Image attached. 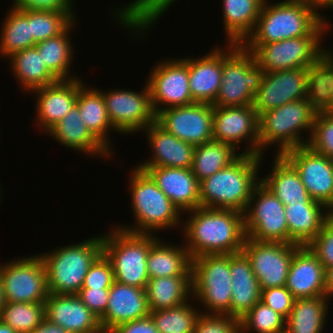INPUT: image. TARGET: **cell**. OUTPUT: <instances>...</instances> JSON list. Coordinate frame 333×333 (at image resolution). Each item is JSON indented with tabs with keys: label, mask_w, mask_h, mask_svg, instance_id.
Instances as JSON below:
<instances>
[{
	"label": "cell",
	"mask_w": 333,
	"mask_h": 333,
	"mask_svg": "<svg viewBox=\"0 0 333 333\" xmlns=\"http://www.w3.org/2000/svg\"><path fill=\"white\" fill-rule=\"evenodd\" d=\"M186 214L189 216L182 221L181 232L191 259L242 251L246 239L242 212L198 207Z\"/></svg>",
	"instance_id": "1"
},
{
	"label": "cell",
	"mask_w": 333,
	"mask_h": 333,
	"mask_svg": "<svg viewBox=\"0 0 333 333\" xmlns=\"http://www.w3.org/2000/svg\"><path fill=\"white\" fill-rule=\"evenodd\" d=\"M265 0L256 26L242 45H264L302 36H323L330 24L310 0ZM328 29V30H327Z\"/></svg>",
	"instance_id": "2"
},
{
	"label": "cell",
	"mask_w": 333,
	"mask_h": 333,
	"mask_svg": "<svg viewBox=\"0 0 333 333\" xmlns=\"http://www.w3.org/2000/svg\"><path fill=\"white\" fill-rule=\"evenodd\" d=\"M262 158L241 154L229 166L199 182L200 207L244 213L253 189L260 182Z\"/></svg>",
	"instance_id": "3"
},
{
	"label": "cell",
	"mask_w": 333,
	"mask_h": 333,
	"mask_svg": "<svg viewBox=\"0 0 333 333\" xmlns=\"http://www.w3.org/2000/svg\"><path fill=\"white\" fill-rule=\"evenodd\" d=\"M318 109V98H303L260 114L258 120L259 156H263L265 149H268L271 144L277 145L274 147L278 148L275 151L276 155H282L288 150L307 145ZM302 131L309 133L307 140L301 135Z\"/></svg>",
	"instance_id": "4"
},
{
	"label": "cell",
	"mask_w": 333,
	"mask_h": 333,
	"mask_svg": "<svg viewBox=\"0 0 333 333\" xmlns=\"http://www.w3.org/2000/svg\"><path fill=\"white\" fill-rule=\"evenodd\" d=\"M130 176V200L136 222L133 226L116 227L132 233L154 234L182 224L183 214L145 171L135 166Z\"/></svg>",
	"instance_id": "5"
},
{
	"label": "cell",
	"mask_w": 333,
	"mask_h": 333,
	"mask_svg": "<svg viewBox=\"0 0 333 333\" xmlns=\"http://www.w3.org/2000/svg\"><path fill=\"white\" fill-rule=\"evenodd\" d=\"M103 252V235L77 244L57 247L39 254L47 272V287L51 294H77L87 271Z\"/></svg>",
	"instance_id": "6"
},
{
	"label": "cell",
	"mask_w": 333,
	"mask_h": 333,
	"mask_svg": "<svg viewBox=\"0 0 333 333\" xmlns=\"http://www.w3.org/2000/svg\"><path fill=\"white\" fill-rule=\"evenodd\" d=\"M111 230L103 234V253L111 262L115 280L145 289L149 280V250L160 237L156 234L132 233L115 226Z\"/></svg>",
	"instance_id": "7"
},
{
	"label": "cell",
	"mask_w": 333,
	"mask_h": 333,
	"mask_svg": "<svg viewBox=\"0 0 333 333\" xmlns=\"http://www.w3.org/2000/svg\"><path fill=\"white\" fill-rule=\"evenodd\" d=\"M192 301L205 307V314L230 315V254L203 255L192 259Z\"/></svg>",
	"instance_id": "8"
},
{
	"label": "cell",
	"mask_w": 333,
	"mask_h": 333,
	"mask_svg": "<svg viewBox=\"0 0 333 333\" xmlns=\"http://www.w3.org/2000/svg\"><path fill=\"white\" fill-rule=\"evenodd\" d=\"M265 71L255 62L253 54L238 44L222 60V81L212 104L219 107L253 105Z\"/></svg>",
	"instance_id": "9"
},
{
	"label": "cell",
	"mask_w": 333,
	"mask_h": 333,
	"mask_svg": "<svg viewBox=\"0 0 333 333\" xmlns=\"http://www.w3.org/2000/svg\"><path fill=\"white\" fill-rule=\"evenodd\" d=\"M323 36H302L264 45H243L253 54L265 72L287 69H319L323 53ZM324 47V48H322Z\"/></svg>",
	"instance_id": "10"
},
{
	"label": "cell",
	"mask_w": 333,
	"mask_h": 333,
	"mask_svg": "<svg viewBox=\"0 0 333 333\" xmlns=\"http://www.w3.org/2000/svg\"><path fill=\"white\" fill-rule=\"evenodd\" d=\"M317 70L294 68L265 72L253 101L258 116L289 102L318 98Z\"/></svg>",
	"instance_id": "11"
},
{
	"label": "cell",
	"mask_w": 333,
	"mask_h": 333,
	"mask_svg": "<svg viewBox=\"0 0 333 333\" xmlns=\"http://www.w3.org/2000/svg\"><path fill=\"white\" fill-rule=\"evenodd\" d=\"M243 214L247 238L288 243L285 205L261 182L253 189Z\"/></svg>",
	"instance_id": "12"
},
{
	"label": "cell",
	"mask_w": 333,
	"mask_h": 333,
	"mask_svg": "<svg viewBox=\"0 0 333 333\" xmlns=\"http://www.w3.org/2000/svg\"><path fill=\"white\" fill-rule=\"evenodd\" d=\"M6 302L44 303L49 295L47 272L40 255L0 263Z\"/></svg>",
	"instance_id": "13"
},
{
	"label": "cell",
	"mask_w": 333,
	"mask_h": 333,
	"mask_svg": "<svg viewBox=\"0 0 333 333\" xmlns=\"http://www.w3.org/2000/svg\"><path fill=\"white\" fill-rule=\"evenodd\" d=\"M100 91L105 101L108 118L118 134L143 132L156 121L147 83L139 93L129 89Z\"/></svg>",
	"instance_id": "14"
},
{
	"label": "cell",
	"mask_w": 333,
	"mask_h": 333,
	"mask_svg": "<svg viewBox=\"0 0 333 333\" xmlns=\"http://www.w3.org/2000/svg\"><path fill=\"white\" fill-rule=\"evenodd\" d=\"M152 68L146 82L155 115L170 107L195 103L189 90L188 57L168 58Z\"/></svg>",
	"instance_id": "15"
},
{
	"label": "cell",
	"mask_w": 333,
	"mask_h": 333,
	"mask_svg": "<svg viewBox=\"0 0 333 333\" xmlns=\"http://www.w3.org/2000/svg\"><path fill=\"white\" fill-rule=\"evenodd\" d=\"M297 244L245 239L242 251L249 258L261 289L286 285Z\"/></svg>",
	"instance_id": "16"
},
{
	"label": "cell",
	"mask_w": 333,
	"mask_h": 333,
	"mask_svg": "<svg viewBox=\"0 0 333 333\" xmlns=\"http://www.w3.org/2000/svg\"><path fill=\"white\" fill-rule=\"evenodd\" d=\"M258 120L253 105L213 106V140L230 144L236 150L241 142L249 141L241 154L259 156Z\"/></svg>",
	"instance_id": "17"
},
{
	"label": "cell",
	"mask_w": 333,
	"mask_h": 333,
	"mask_svg": "<svg viewBox=\"0 0 333 333\" xmlns=\"http://www.w3.org/2000/svg\"><path fill=\"white\" fill-rule=\"evenodd\" d=\"M282 156L295 168L312 200L333 213V159L308 145L288 150Z\"/></svg>",
	"instance_id": "18"
},
{
	"label": "cell",
	"mask_w": 333,
	"mask_h": 333,
	"mask_svg": "<svg viewBox=\"0 0 333 333\" xmlns=\"http://www.w3.org/2000/svg\"><path fill=\"white\" fill-rule=\"evenodd\" d=\"M156 122L167 132L194 146L213 140V105L193 103L170 107L156 115Z\"/></svg>",
	"instance_id": "19"
},
{
	"label": "cell",
	"mask_w": 333,
	"mask_h": 333,
	"mask_svg": "<svg viewBox=\"0 0 333 333\" xmlns=\"http://www.w3.org/2000/svg\"><path fill=\"white\" fill-rule=\"evenodd\" d=\"M225 45L227 48L215 47L201 57H188L189 90L194 102L214 103L222 81V60L238 44Z\"/></svg>",
	"instance_id": "20"
},
{
	"label": "cell",
	"mask_w": 333,
	"mask_h": 333,
	"mask_svg": "<svg viewBox=\"0 0 333 333\" xmlns=\"http://www.w3.org/2000/svg\"><path fill=\"white\" fill-rule=\"evenodd\" d=\"M45 318L70 333H103L99 318L76 294H51L44 302Z\"/></svg>",
	"instance_id": "21"
},
{
	"label": "cell",
	"mask_w": 333,
	"mask_h": 333,
	"mask_svg": "<svg viewBox=\"0 0 333 333\" xmlns=\"http://www.w3.org/2000/svg\"><path fill=\"white\" fill-rule=\"evenodd\" d=\"M149 314L146 290L115 280L109 288L106 311L99 322L103 333H109L122 323L141 319Z\"/></svg>",
	"instance_id": "22"
},
{
	"label": "cell",
	"mask_w": 333,
	"mask_h": 333,
	"mask_svg": "<svg viewBox=\"0 0 333 333\" xmlns=\"http://www.w3.org/2000/svg\"><path fill=\"white\" fill-rule=\"evenodd\" d=\"M145 171L181 213L200 207L199 181L190 168L149 167Z\"/></svg>",
	"instance_id": "23"
},
{
	"label": "cell",
	"mask_w": 333,
	"mask_h": 333,
	"mask_svg": "<svg viewBox=\"0 0 333 333\" xmlns=\"http://www.w3.org/2000/svg\"><path fill=\"white\" fill-rule=\"evenodd\" d=\"M285 287L295 299L326 296L325 269L308 246L294 251Z\"/></svg>",
	"instance_id": "24"
},
{
	"label": "cell",
	"mask_w": 333,
	"mask_h": 333,
	"mask_svg": "<svg viewBox=\"0 0 333 333\" xmlns=\"http://www.w3.org/2000/svg\"><path fill=\"white\" fill-rule=\"evenodd\" d=\"M152 155L144 162L137 164L138 168L169 167L191 168L195 146L180 140L167 132L156 121L145 130Z\"/></svg>",
	"instance_id": "25"
},
{
	"label": "cell",
	"mask_w": 333,
	"mask_h": 333,
	"mask_svg": "<svg viewBox=\"0 0 333 333\" xmlns=\"http://www.w3.org/2000/svg\"><path fill=\"white\" fill-rule=\"evenodd\" d=\"M36 93L38 126L45 133L58 123L76 105L78 78L58 80L53 84L32 90Z\"/></svg>",
	"instance_id": "26"
},
{
	"label": "cell",
	"mask_w": 333,
	"mask_h": 333,
	"mask_svg": "<svg viewBox=\"0 0 333 333\" xmlns=\"http://www.w3.org/2000/svg\"><path fill=\"white\" fill-rule=\"evenodd\" d=\"M57 143L67 148L77 150L89 157L97 156L110 159L114 154L110 152L86 127L82 121L77 104L52 128L46 132Z\"/></svg>",
	"instance_id": "27"
},
{
	"label": "cell",
	"mask_w": 333,
	"mask_h": 333,
	"mask_svg": "<svg viewBox=\"0 0 333 333\" xmlns=\"http://www.w3.org/2000/svg\"><path fill=\"white\" fill-rule=\"evenodd\" d=\"M231 304L230 316L241 319L260 301L261 288L247 255L241 251L230 254Z\"/></svg>",
	"instance_id": "28"
},
{
	"label": "cell",
	"mask_w": 333,
	"mask_h": 333,
	"mask_svg": "<svg viewBox=\"0 0 333 333\" xmlns=\"http://www.w3.org/2000/svg\"><path fill=\"white\" fill-rule=\"evenodd\" d=\"M333 213L321 203H290L285 205L288 244L307 246L321 231Z\"/></svg>",
	"instance_id": "29"
},
{
	"label": "cell",
	"mask_w": 333,
	"mask_h": 333,
	"mask_svg": "<svg viewBox=\"0 0 333 333\" xmlns=\"http://www.w3.org/2000/svg\"><path fill=\"white\" fill-rule=\"evenodd\" d=\"M271 172L260 182L284 205L290 203H319L312 200L295 168L282 156H274ZM271 173V174H270Z\"/></svg>",
	"instance_id": "30"
},
{
	"label": "cell",
	"mask_w": 333,
	"mask_h": 333,
	"mask_svg": "<svg viewBox=\"0 0 333 333\" xmlns=\"http://www.w3.org/2000/svg\"><path fill=\"white\" fill-rule=\"evenodd\" d=\"M82 80L78 78V98L76 101L82 121L90 132L113 153L109 141L111 139H108L107 133L115 131V129L108 118L102 92L95 87H85L86 84Z\"/></svg>",
	"instance_id": "31"
},
{
	"label": "cell",
	"mask_w": 333,
	"mask_h": 333,
	"mask_svg": "<svg viewBox=\"0 0 333 333\" xmlns=\"http://www.w3.org/2000/svg\"><path fill=\"white\" fill-rule=\"evenodd\" d=\"M264 1L222 0L225 43H244L256 26Z\"/></svg>",
	"instance_id": "32"
},
{
	"label": "cell",
	"mask_w": 333,
	"mask_h": 333,
	"mask_svg": "<svg viewBox=\"0 0 333 333\" xmlns=\"http://www.w3.org/2000/svg\"><path fill=\"white\" fill-rule=\"evenodd\" d=\"M192 259L185 244L177 246L159 238L149 250L147 271L149 279L171 276H192Z\"/></svg>",
	"instance_id": "33"
},
{
	"label": "cell",
	"mask_w": 333,
	"mask_h": 333,
	"mask_svg": "<svg viewBox=\"0 0 333 333\" xmlns=\"http://www.w3.org/2000/svg\"><path fill=\"white\" fill-rule=\"evenodd\" d=\"M145 290L150 311L178 307L192 298V276L151 278Z\"/></svg>",
	"instance_id": "34"
},
{
	"label": "cell",
	"mask_w": 333,
	"mask_h": 333,
	"mask_svg": "<svg viewBox=\"0 0 333 333\" xmlns=\"http://www.w3.org/2000/svg\"><path fill=\"white\" fill-rule=\"evenodd\" d=\"M175 2L176 0H132L120 9L115 7L117 11H113L112 17L117 18L115 21L118 20L121 27L127 28V32L130 30L136 32L135 35H143Z\"/></svg>",
	"instance_id": "35"
},
{
	"label": "cell",
	"mask_w": 333,
	"mask_h": 333,
	"mask_svg": "<svg viewBox=\"0 0 333 333\" xmlns=\"http://www.w3.org/2000/svg\"><path fill=\"white\" fill-rule=\"evenodd\" d=\"M327 296L295 299L285 333H322L328 317Z\"/></svg>",
	"instance_id": "36"
},
{
	"label": "cell",
	"mask_w": 333,
	"mask_h": 333,
	"mask_svg": "<svg viewBox=\"0 0 333 333\" xmlns=\"http://www.w3.org/2000/svg\"><path fill=\"white\" fill-rule=\"evenodd\" d=\"M13 77L26 92L50 85L58 79L46 68L37 48L30 47L9 57Z\"/></svg>",
	"instance_id": "37"
},
{
	"label": "cell",
	"mask_w": 333,
	"mask_h": 333,
	"mask_svg": "<svg viewBox=\"0 0 333 333\" xmlns=\"http://www.w3.org/2000/svg\"><path fill=\"white\" fill-rule=\"evenodd\" d=\"M9 9L0 30V55L6 59L36 45L31 38V10Z\"/></svg>",
	"instance_id": "38"
},
{
	"label": "cell",
	"mask_w": 333,
	"mask_h": 333,
	"mask_svg": "<svg viewBox=\"0 0 333 333\" xmlns=\"http://www.w3.org/2000/svg\"><path fill=\"white\" fill-rule=\"evenodd\" d=\"M75 21L60 35L47 40L41 41L35 45L38 52H40L41 58L46 68L58 79L69 80L76 77L70 72L72 60L74 57V47L70 37V31L72 30ZM72 76V77H71Z\"/></svg>",
	"instance_id": "39"
},
{
	"label": "cell",
	"mask_w": 333,
	"mask_h": 333,
	"mask_svg": "<svg viewBox=\"0 0 333 333\" xmlns=\"http://www.w3.org/2000/svg\"><path fill=\"white\" fill-rule=\"evenodd\" d=\"M230 144L208 141L195 146L191 171L199 182L233 163L241 153Z\"/></svg>",
	"instance_id": "40"
},
{
	"label": "cell",
	"mask_w": 333,
	"mask_h": 333,
	"mask_svg": "<svg viewBox=\"0 0 333 333\" xmlns=\"http://www.w3.org/2000/svg\"><path fill=\"white\" fill-rule=\"evenodd\" d=\"M188 302L174 308L150 311L159 333H194L201 312Z\"/></svg>",
	"instance_id": "41"
},
{
	"label": "cell",
	"mask_w": 333,
	"mask_h": 333,
	"mask_svg": "<svg viewBox=\"0 0 333 333\" xmlns=\"http://www.w3.org/2000/svg\"><path fill=\"white\" fill-rule=\"evenodd\" d=\"M44 318V303L6 302L0 314L17 333H31Z\"/></svg>",
	"instance_id": "42"
},
{
	"label": "cell",
	"mask_w": 333,
	"mask_h": 333,
	"mask_svg": "<svg viewBox=\"0 0 333 333\" xmlns=\"http://www.w3.org/2000/svg\"><path fill=\"white\" fill-rule=\"evenodd\" d=\"M241 333H285L286 319L261 301L241 319Z\"/></svg>",
	"instance_id": "43"
},
{
	"label": "cell",
	"mask_w": 333,
	"mask_h": 333,
	"mask_svg": "<svg viewBox=\"0 0 333 333\" xmlns=\"http://www.w3.org/2000/svg\"><path fill=\"white\" fill-rule=\"evenodd\" d=\"M74 21L69 13L31 10V38L37 44L62 34Z\"/></svg>",
	"instance_id": "44"
},
{
	"label": "cell",
	"mask_w": 333,
	"mask_h": 333,
	"mask_svg": "<svg viewBox=\"0 0 333 333\" xmlns=\"http://www.w3.org/2000/svg\"><path fill=\"white\" fill-rule=\"evenodd\" d=\"M307 145L313 151L333 159V114L318 109Z\"/></svg>",
	"instance_id": "45"
},
{
	"label": "cell",
	"mask_w": 333,
	"mask_h": 333,
	"mask_svg": "<svg viewBox=\"0 0 333 333\" xmlns=\"http://www.w3.org/2000/svg\"><path fill=\"white\" fill-rule=\"evenodd\" d=\"M333 49L323 53L317 70V94L319 109L333 114Z\"/></svg>",
	"instance_id": "46"
},
{
	"label": "cell",
	"mask_w": 333,
	"mask_h": 333,
	"mask_svg": "<svg viewBox=\"0 0 333 333\" xmlns=\"http://www.w3.org/2000/svg\"><path fill=\"white\" fill-rule=\"evenodd\" d=\"M194 333H241V322L227 314L199 315Z\"/></svg>",
	"instance_id": "47"
},
{
	"label": "cell",
	"mask_w": 333,
	"mask_h": 333,
	"mask_svg": "<svg viewBox=\"0 0 333 333\" xmlns=\"http://www.w3.org/2000/svg\"><path fill=\"white\" fill-rule=\"evenodd\" d=\"M115 276L110 260L102 252L91 264L85 275L81 288L101 289L110 288Z\"/></svg>",
	"instance_id": "48"
},
{
	"label": "cell",
	"mask_w": 333,
	"mask_h": 333,
	"mask_svg": "<svg viewBox=\"0 0 333 333\" xmlns=\"http://www.w3.org/2000/svg\"><path fill=\"white\" fill-rule=\"evenodd\" d=\"M307 246L317 256L324 269L333 266V214Z\"/></svg>",
	"instance_id": "49"
},
{
	"label": "cell",
	"mask_w": 333,
	"mask_h": 333,
	"mask_svg": "<svg viewBox=\"0 0 333 333\" xmlns=\"http://www.w3.org/2000/svg\"><path fill=\"white\" fill-rule=\"evenodd\" d=\"M260 301L287 319L295 298L285 286H281L261 289Z\"/></svg>",
	"instance_id": "50"
},
{
	"label": "cell",
	"mask_w": 333,
	"mask_h": 333,
	"mask_svg": "<svg viewBox=\"0 0 333 333\" xmlns=\"http://www.w3.org/2000/svg\"><path fill=\"white\" fill-rule=\"evenodd\" d=\"M73 0H13L12 7L20 11H55L59 13H69L74 19L75 11ZM73 7V8H72Z\"/></svg>",
	"instance_id": "51"
},
{
	"label": "cell",
	"mask_w": 333,
	"mask_h": 333,
	"mask_svg": "<svg viewBox=\"0 0 333 333\" xmlns=\"http://www.w3.org/2000/svg\"><path fill=\"white\" fill-rule=\"evenodd\" d=\"M76 295L98 318L105 313L109 298V288H81Z\"/></svg>",
	"instance_id": "52"
},
{
	"label": "cell",
	"mask_w": 333,
	"mask_h": 333,
	"mask_svg": "<svg viewBox=\"0 0 333 333\" xmlns=\"http://www.w3.org/2000/svg\"><path fill=\"white\" fill-rule=\"evenodd\" d=\"M109 333H159L150 315L131 322L122 323Z\"/></svg>",
	"instance_id": "53"
},
{
	"label": "cell",
	"mask_w": 333,
	"mask_h": 333,
	"mask_svg": "<svg viewBox=\"0 0 333 333\" xmlns=\"http://www.w3.org/2000/svg\"><path fill=\"white\" fill-rule=\"evenodd\" d=\"M31 333H70L63 327L51 323L46 318H44L40 324Z\"/></svg>",
	"instance_id": "54"
},
{
	"label": "cell",
	"mask_w": 333,
	"mask_h": 333,
	"mask_svg": "<svg viewBox=\"0 0 333 333\" xmlns=\"http://www.w3.org/2000/svg\"><path fill=\"white\" fill-rule=\"evenodd\" d=\"M325 288L326 296L330 299L333 297V266L325 269Z\"/></svg>",
	"instance_id": "55"
},
{
	"label": "cell",
	"mask_w": 333,
	"mask_h": 333,
	"mask_svg": "<svg viewBox=\"0 0 333 333\" xmlns=\"http://www.w3.org/2000/svg\"><path fill=\"white\" fill-rule=\"evenodd\" d=\"M311 3L315 6L317 11L319 9H333V0H310Z\"/></svg>",
	"instance_id": "56"
},
{
	"label": "cell",
	"mask_w": 333,
	"mask_h": 333,
	"mask_svg": "<svg viewBox=\"0 0 333 333\" xmlns=\"http://www.w3.org/2000/svg\"><path fill=\"white\" fill-rule=\"evenodd\" d=\"M0 333H17L11 326L0 319Z\"/></svg>",
	"instance_id": "57"
},
{
	"label": "cell",
	"mask_w": 333,
	"mask_h": 333,
	"mask_svg": "<svg viewBox=\"0 0 333 333\" xmlns=\"http://www.w3.org/2000/svg\"><path fill=\"white\" fill-rule=\"evenodd\" d=\"M6 301H5V298H4V292H3V286H2V278H1V275H0V314L2 312V309L5 305Z\"/></svg>",
	"instance_id": "58"
},
{
	"label": "cell",
	"mask_w": 333,
	"mask_h": 333,
	"mask_svg": "<svg viewBox=\"0 0 333 333\" xmlns=\"http://www.w3.org/2000/svg\"><path fill=\"white\" fill-rule=\"evenodd\" d=\"M0 187H1V185H0ZM1 192H2V191H1V189H0V203H1ZM0 205H1V204H0Z\"/></svg>",
	"instance_id": "59"
}]
</instances>
